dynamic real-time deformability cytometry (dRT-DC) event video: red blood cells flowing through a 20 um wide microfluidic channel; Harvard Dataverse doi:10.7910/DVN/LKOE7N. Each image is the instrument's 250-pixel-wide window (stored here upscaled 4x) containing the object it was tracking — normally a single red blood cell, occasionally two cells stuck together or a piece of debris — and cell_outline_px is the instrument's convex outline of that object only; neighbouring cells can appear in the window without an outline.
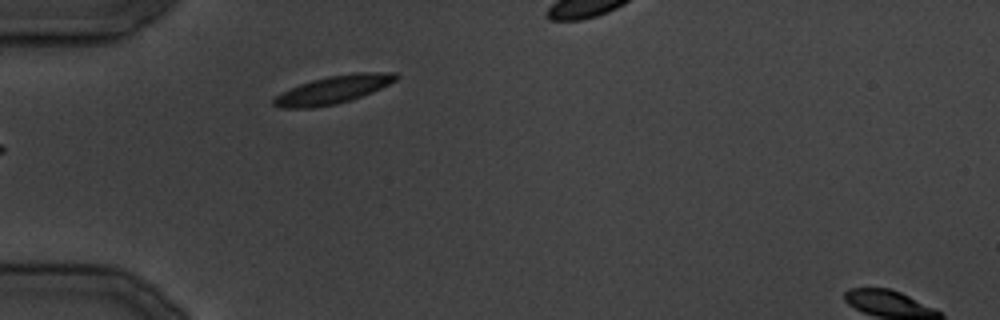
{"species": "common noctule bat (a hibernating species)", "species_latin": "Nyctalus noctula", "temperature_condition": "cold", "stored_images_in_passage": 1, "camera_frame_rate_fps": 3000, "um_per_image_px": 0.085, "animal": {"sex": "male", "body_mass_g": 19.5, "forearm_length_mm": 54.6}, "frame": {"image": 1, "passage_image": 1, "time_ms": 0.0, "image_size_px": [1000, 320], "cell_outline_px": [[400, 76], [396, 80], [372, 92], [352, 100], [336, 104], [312, 108], [280, 108], [272, 104], [272, 100], [276, 96], [300, 84], [312, 80], [328, 76], [356, 72], [396, 72]], "centroid_in_image_um": [28.35, 7.62], "position_along_channel_um": 56.7, "area_um2": 19.83}}